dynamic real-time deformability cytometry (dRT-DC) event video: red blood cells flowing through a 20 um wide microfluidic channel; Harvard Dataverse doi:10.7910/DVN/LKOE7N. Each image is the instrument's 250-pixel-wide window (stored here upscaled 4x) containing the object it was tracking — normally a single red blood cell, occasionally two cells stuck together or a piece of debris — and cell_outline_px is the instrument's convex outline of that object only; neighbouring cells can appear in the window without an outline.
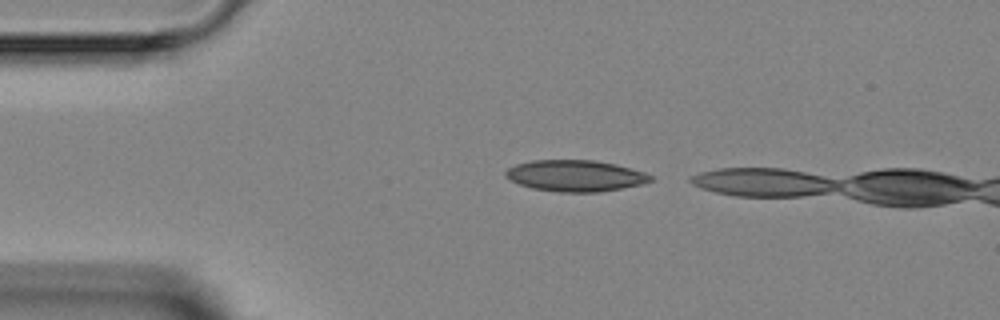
{"species": "Egyptian fruit bat (a non-hibernating species)", "species_latin": "Rousettus aegyptiacus", "temperature_condition": "room temperature", "stored_images_in_passage": 2, "camera_frame_rate_fps": 3000, "um_per_image_px": 0.085, "animal": {"sex": "female"}, "frame": {"image": 1, "passage_image": 1, "time_ms": 0.0, "image_size_px": [1000, 320], "cell_outline_px": [[656, 180], [644, 184], [600, 192], [560, 192], [532, 188], [520, 184], [504, 176], [504, 172], [508, 168], [516, 164], [532, 160], [596, 160], [616, 164], [644, 172], [652, 176]], "centroid_in_image_um": [48.94, 14.94], "position_along_channel_um": 36.1, "area_um2": 26.59}}